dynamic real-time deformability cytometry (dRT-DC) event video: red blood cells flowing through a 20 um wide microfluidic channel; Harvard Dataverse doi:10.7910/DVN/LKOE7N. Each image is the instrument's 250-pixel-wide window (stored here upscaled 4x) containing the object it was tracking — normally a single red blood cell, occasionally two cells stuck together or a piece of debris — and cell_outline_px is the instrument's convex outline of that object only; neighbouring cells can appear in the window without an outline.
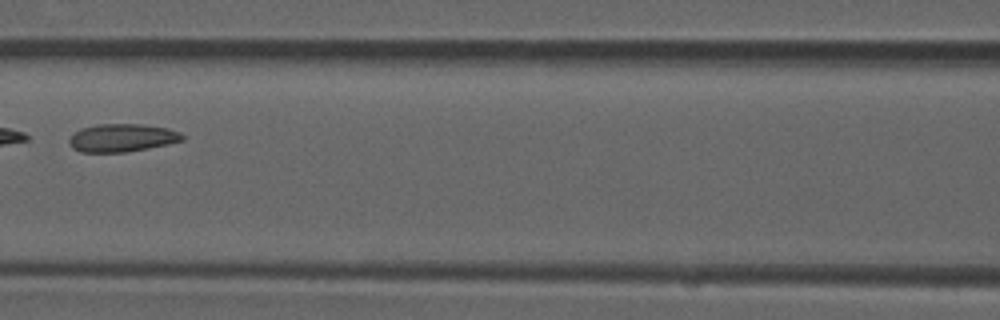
{"species": "common noctule bat (a hibernating species)", "species_latin": "Nyctalus noctula", "temperature_condition": "room temperature", "stored_images_in_passage": 8, "camera_frame_rate_fps": 3000, "um_per_image_px": 0.085, "animal": {"sex": "male", "forearm_length_mm": 52.5}, "frame": {"image": 1, "passage_image": 7, "time_ms": 2.0, "image_size_px": [1000, 320], "cell_outline_px": [[184, 140], [168, 144], [148, 148], [124, 152], [80, 152], [72, 148], [68, 140], [80, 128], [96, 124], [144, 124], [168, 128], [180, 132], [184, 136]], "centroid_in_image_um": [10.38, 11.71], "position_along_channel_um": 156.2, "area_um2": 18.5}}
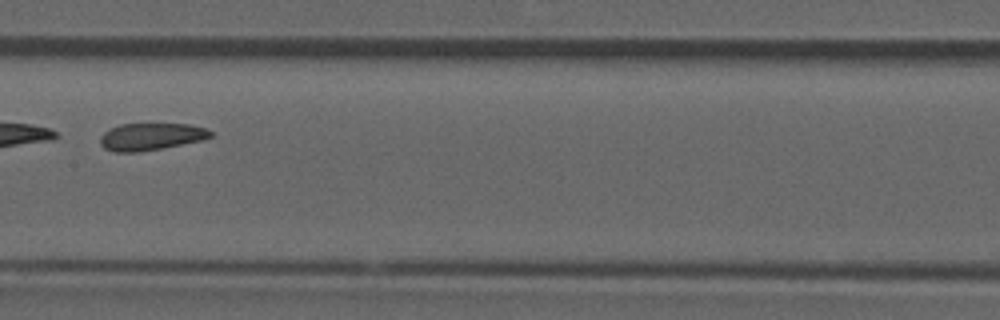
{"frame": {"image": 2, "passage_image": 8, "time_ms": 2.333, "image_size_px": [1000, 320], "cell_outline_px": [[212, 136], [200, 140], [140, 152], [112, 152], [104, 148], [100, 144], [100, 136], [104, 132], [120, 124], [192, 124], [204, 128], [212, 132]], "centroid_in_image_um": [12.78, 11.61], "position_along_channel_um": 194.6, "area_um2": 17.28}}